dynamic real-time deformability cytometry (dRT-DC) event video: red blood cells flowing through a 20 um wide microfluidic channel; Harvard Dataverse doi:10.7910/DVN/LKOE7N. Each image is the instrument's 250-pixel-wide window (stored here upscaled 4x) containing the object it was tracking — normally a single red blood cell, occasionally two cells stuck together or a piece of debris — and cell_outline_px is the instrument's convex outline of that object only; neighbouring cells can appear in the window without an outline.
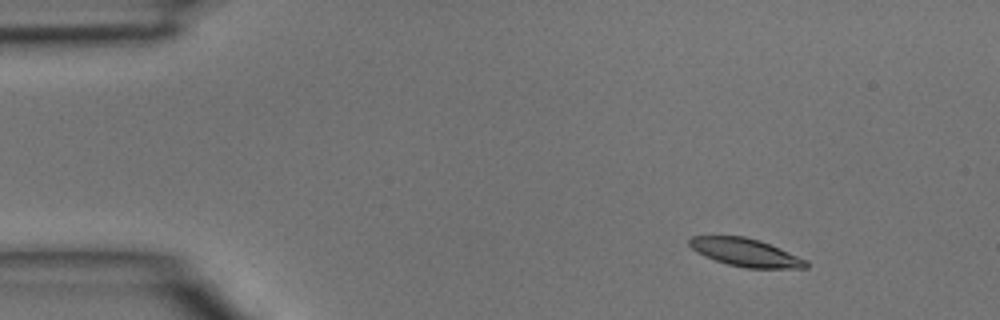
{"species": "common noctule bat (a hibernating species)", "species_latin": "Nyctalus noctula", "temperature_condition": "room temperature", "stored_images_in_passage": 5, "camera_frame_rate_fps": 3000, "um_per_image_px": 0.085, "animal": {"sex": "male", "body_mass_g": 15.6}, "frame": {"image": 1, "passage_image": 1, "time_ms": 0.0, "image_size_px": [1000, 320], "cell_outline_px": [[808, 268], [744, 268], [728, 264], [704, 256], [696, 252], [688, 244], [688, 240], [692, 236], [744, 236], [760, 240], [808, 260]], "centroid_in_image_um": [63.37, 21.46], "position_along_channel_um": 21.6, "area_um2": 19.02}}
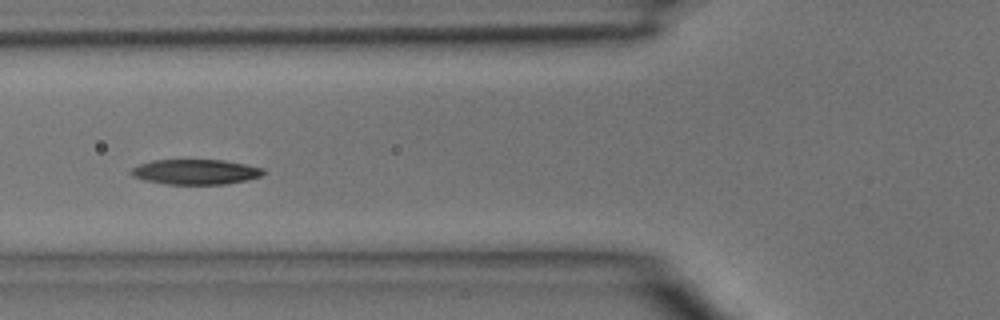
{"frame": {"image": 2, "passage_image": 4, "time_ms": 1.0, "image_size_px": [1000, 320], "cell_outline_px": [[264, 172], [260, 176], [244, 180], [224, 184], [164, 184], [144, 180], [132, 176], [128, 172], [132, 168], [140, 164], [152, 160], [224, 160], [264, 168]], "centroid_in_image_um": [16.56, 14.61], "position_along_channel_um": 109.2, "area_um2": 19.25}}
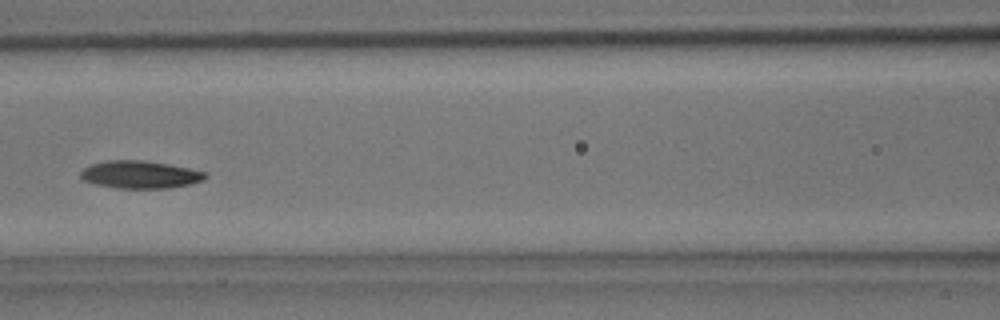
{"frame": {"image": 3, "passage_image": 5, "time_ms": 1.333, "image_size_px": [1000, 320], "cell_outline_px": [[208, 176], [204, 180], [192, 184], [168, 188], [116, 188], [96, 184], [80, 180], [80, 172], [84, 168], [92, 164], [108, 160], [140, 160], [168, 164], [208, 172]], "centroid_in_image_um": [11.92, 14.84], "position_along_channel_um": 154.7, "area_um2": 20.17}}